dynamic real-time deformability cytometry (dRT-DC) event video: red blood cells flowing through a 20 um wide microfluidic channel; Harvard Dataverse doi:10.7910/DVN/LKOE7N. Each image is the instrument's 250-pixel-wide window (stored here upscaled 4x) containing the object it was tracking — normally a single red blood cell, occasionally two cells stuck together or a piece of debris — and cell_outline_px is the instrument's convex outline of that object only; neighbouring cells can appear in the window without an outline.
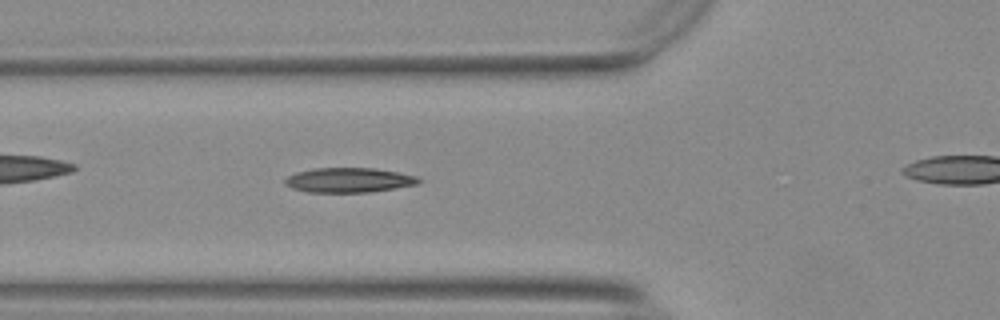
{"species": "Egyptian fruit bat (a non-hibernating species)", "species_latin": "Rousettus aegyptiacus", "temperature_condition": "warm", "stored_images_in_passage": 39, "camera_frame_rate_fps": 3000, "um_per_image_px": 0.085, "animal": {"sex": "female"}, "frame": {"image": 1, "passage_image": 16, "time_ms": 5.0, "image_size_px": [1000, 320], "cell_outline_px": [[420, 180], [416, 184], [396, 188], [368, 192], [308, 192], [292, 188], [284, 184], [284, 180], [288, 176], [296, 172], [312, 168], [376, 168], [400, 172], [416, 176]], "centroid_in_image_um": [29.63, 15.3], "position_along_channel_um": 96.2, "area_um2": 19.25}, "authors_computed_cell_mechanics": {"area_um2": 18.7272, "velocity_mm_per_s": 3.7393, "shape_relaxation_time_tau1_ms": null, "shape_relaxation_time_tau2_ms": 4.3533, "deformation_change_tau1": null, "deformation_change_tau2": 0.141}}